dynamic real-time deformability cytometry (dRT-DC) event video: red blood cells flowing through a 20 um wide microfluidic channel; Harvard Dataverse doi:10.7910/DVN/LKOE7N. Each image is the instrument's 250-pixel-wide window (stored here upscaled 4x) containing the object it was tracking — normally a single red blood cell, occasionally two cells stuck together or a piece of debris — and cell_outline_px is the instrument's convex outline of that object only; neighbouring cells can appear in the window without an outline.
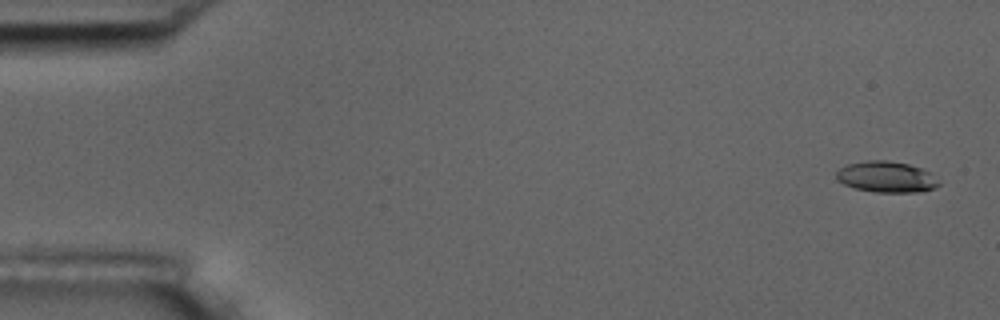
{"species": "common noctule bat (a hibernating species)", "species_latin": "Nyctalus noctula", "temperature_condition": "room temperature", "stored_images_in_passage": 6, "camera_frame_rate_fps": 3000, "um_per_image_px": 0.085, "animal": {"sex": "male", "body_mass_g": 17.5, "forearm_length_mm": 52.3}, "frame": {"image": 1, "passage_image": 1, "time_ms": 0.0, "image_size_px": [1000, 320], "cell_outline_px": [[940, 184], [936, 188], [920, 192], [876, 192], [856, 188], [844, 184], [836, 176], [836, 172], [840, 168], [848, 164], [868, 160], [888, 160], [908, 164], [924, 168], [932, 172]], "centroid_in_image_um": [75.41, 15.03], "position_along_channel_um": 9.6, "area_um2": 18.61}}
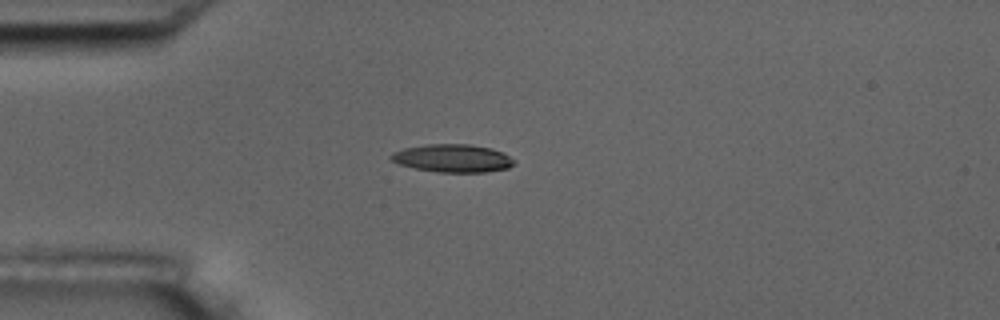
{"frame": {"image": 2, "passage_image": 5, "time_ms": 1.333, "image_size_px": [1000, 320], "cell_outline_px": [[516, 164], [508, 168], [484, 172], [436, 172], [416, 168], [400, 164], [392, 160], [388, 156], [392, 152], [404, 148], [428, 144], [472, 144], [492, 148], [516, 160]], "centroid_in_image_um": [38.49, 13.44], "position_along_channel_um": 46.5, "area_um2": 20.06}}
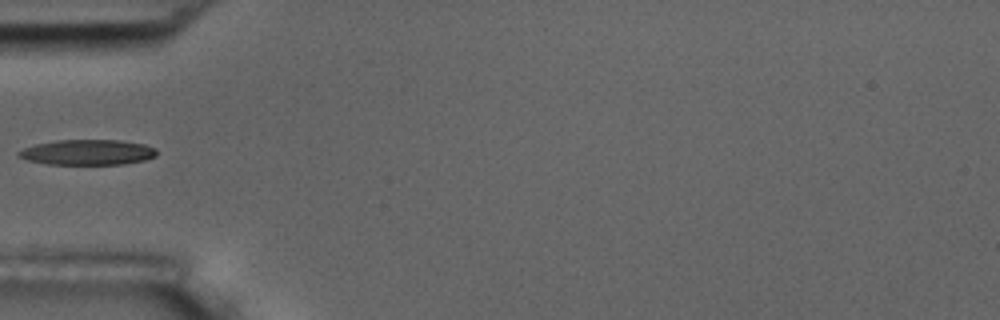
{"frame": {"image": 3, "passage_image": 6, "time_ms": 1.667, "image_size_px": [1000, 320], "cell_outline_px": [[156, 156], [144, 160], [124, 164], [48, 164], [28, 160], [16, 156], [16, 152], [24, 148], [36, 144], [56, 140], [120, 140], [144, 144], [156, 148]], "centroid_in_image_um": [7.43, 12.94], "position_along_channel_um": 77.6, "area_um2": 20.4}}